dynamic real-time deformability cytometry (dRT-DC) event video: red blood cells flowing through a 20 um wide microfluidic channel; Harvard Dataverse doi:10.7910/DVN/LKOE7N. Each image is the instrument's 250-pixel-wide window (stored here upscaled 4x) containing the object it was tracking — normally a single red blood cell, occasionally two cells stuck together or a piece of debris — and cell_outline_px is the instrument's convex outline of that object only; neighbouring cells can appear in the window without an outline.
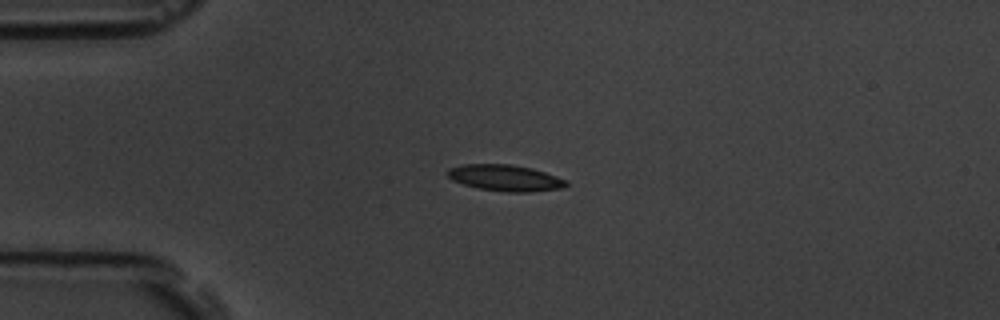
{"species": "common noctule bat (a hibernating species)", "species_latin": "Nyctalus noctula", "temperature_condition": "room temperature", "stored_images_in_passage": 5, "camera_frame_rate_fps": 3000, "um_per_image_px": 0.085, "animal": {"sex": "male", "body_mass_g": 19.5, "forearm_length_mm": 54.6}, "frame": {"image": 1, "passage_image": 4, "time_ms": 3.333, "image_size_px": [1000, 320], "cell_outline_px": [[568, 184], [564, 188], [532, 192], [508, 192], [480, 188], [464, 184], [452, 180], [444, 172], [448, 168], [464, 164], [512, 164], [532, 168], [556, 176], [564, 180]], "centroid_in_image_um": [42.92, 15.11], "position_along_channel_um": 42.1, "area_um2": 18.15}}